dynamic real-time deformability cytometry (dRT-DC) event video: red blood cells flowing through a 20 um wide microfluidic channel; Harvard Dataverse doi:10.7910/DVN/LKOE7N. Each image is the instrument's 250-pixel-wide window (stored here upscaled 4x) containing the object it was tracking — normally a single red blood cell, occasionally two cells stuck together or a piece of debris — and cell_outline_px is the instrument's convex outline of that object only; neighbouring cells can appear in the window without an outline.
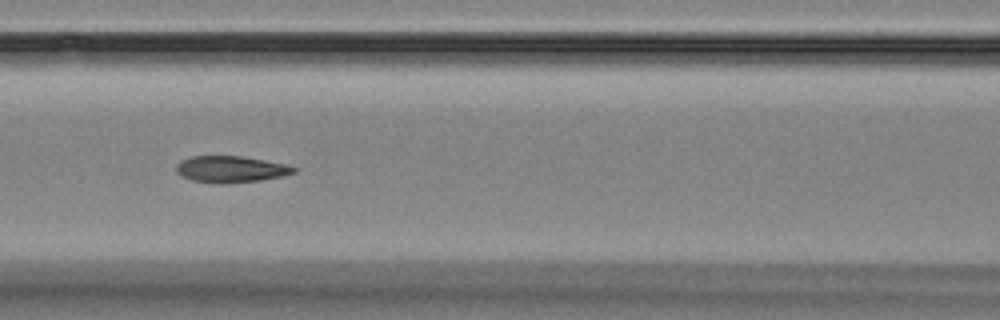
{"species": "Egyptian fruit bat (a non-hibernating species)", "species_latin": "Rousettus aegyptiacus", "temperature_condition": "room temperature", "stored_images_in_passage": 9, "camera_frame_rate_fps": 3000, "um_per_image_px": 0.085, "animal": {"sex": "female"}, "frame": {"image": 1, "passage_image": 8, "time_ms": 8.0, "image_size_px": [1000, 320], "cell_outline_px": [[296, 172], [284, 176], [260, 180], [224, 184], [220, 184], [192, 180], [176, 172], [176, 164], [180, 160], [192, 156], [244, 156], [284, 164], [296, 168]], "centroid_in_image_um": [19.61, 14.38], "position_along_channel_um": 147.0, "area_um2": 18.15}}
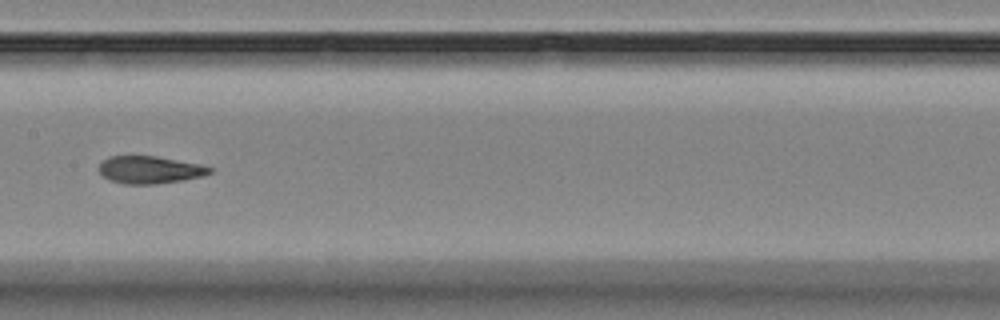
{"frame": {"image": 2, "passage_image": 9, "time_ms": 9.333, "image_size_px": [1000, 320], "cell_outline_px": [[212, 172], [204, 176], [184, 180], [156, 184], [124, 184], [108, 180], [100, 172], [100, 164], [108, 156], [156, 156], [200, 164], [212, 168]], "centroid_in_image_um": [12.75, 14.44], "position_along_channel_um": 194.6, "area_um2": 17.74}}